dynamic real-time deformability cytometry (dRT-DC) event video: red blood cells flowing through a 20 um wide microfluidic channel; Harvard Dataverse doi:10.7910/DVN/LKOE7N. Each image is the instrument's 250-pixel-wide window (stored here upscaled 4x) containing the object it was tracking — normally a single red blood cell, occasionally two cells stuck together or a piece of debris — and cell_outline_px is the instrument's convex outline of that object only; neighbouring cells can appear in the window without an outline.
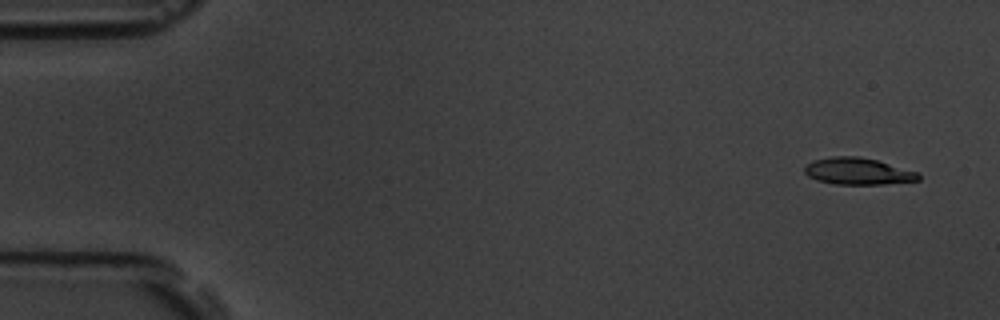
{"species": "common noctule bat (a hibernating species)", "species_latin": "Nyctalus noctula", "temperature_condition": "room temperature", "stored_images_in_passage": 4, "camera_frame_rate_fps": 3000, "um_per_image_px": 0.085, "animal": {"sex": "male", "body_mass_g": 19.5, "forearm_length_mm": 54.6}, "frame": {"image": 1, "passage_image": 1, "time_ms": 0.0, "image_size_px": [1000, 320], "cell_outline_px": [[920, 180], [884, 184], [836, 184], [816, 180], [808, 176], [804, 172], [804, 164], [812, 160], [832, 156], [856, 156], [876, 160], [920, 172]], "centroid_in_image_um": [72.9, 14.55], "position_along_channel_um": 12.1, "area_um2": 17.92}}